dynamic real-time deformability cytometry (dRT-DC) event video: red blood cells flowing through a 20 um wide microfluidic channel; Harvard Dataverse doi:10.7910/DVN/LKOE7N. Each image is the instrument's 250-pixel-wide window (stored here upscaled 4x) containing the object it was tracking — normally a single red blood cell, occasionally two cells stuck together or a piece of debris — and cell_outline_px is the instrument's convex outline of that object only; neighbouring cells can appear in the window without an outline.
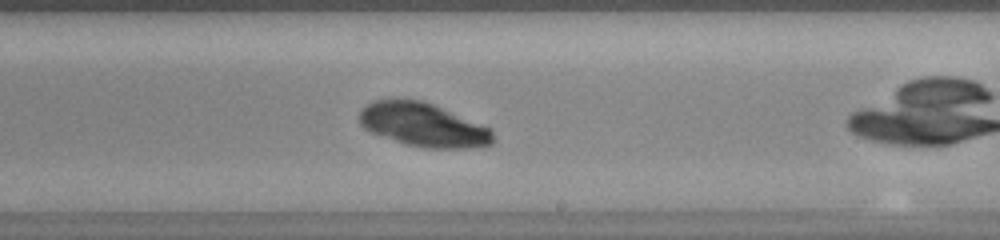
{"species": "common noctule bat (a hibernating species)", "species_latin": "Nyctalus noctula", "temperature_condition": "warm", "stored_images_in_passage": 28, "camera_frame_rate_fps": 3000, "um_per_image_px": 0.085, "animal": {"sex": "female", "body_mass_g": 23.0, "forearm_length_mm": 53.4}, "frame": {"image": 1, "passage_image": 16, "time_ms": 5.0, "image_size_px": [1000, 240], "cell_outline_px": [[496, 140], [492, 144], [468, 148], [424, 148], [408, 144], [372, 132], [364, 128], [360, 124], [360, 112], [372, 100], [420, 100], [432, 104], [492, 128]], "centroid_in_image_um": [36.04, 10.62], "position_along_channel_um": 253.0, "area_um2": 33.52}}